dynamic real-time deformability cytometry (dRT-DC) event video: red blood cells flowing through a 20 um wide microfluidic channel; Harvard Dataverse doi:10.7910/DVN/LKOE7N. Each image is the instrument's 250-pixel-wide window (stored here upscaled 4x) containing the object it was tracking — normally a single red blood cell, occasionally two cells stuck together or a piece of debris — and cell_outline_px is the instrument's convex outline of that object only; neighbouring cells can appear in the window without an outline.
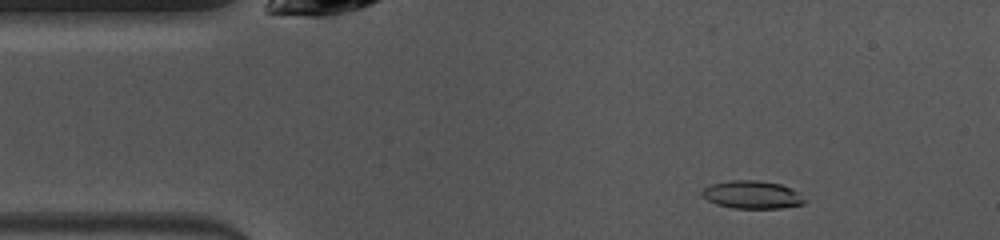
{"species": "common noctule bat (a hibernating species)", "species_latin": "Nyctalus noctula", "temperature_condition": "warm", "stored_images_in_passage": 48, "camera_frame_rate_fps": 3000, "um_per_image_px": 0.085, "animal": {"sex": "female", "body_mass_g": 10.0, "forearm_length_mm": 53.1}, "frame": {"image": 1, "passage_image": 6, "time_ms": 1.667, "image_size_px": [1000, 240], "cell_outline_px": [[808, 200], [804, 204], [780, 208], [732, 208], [716, 204], [708, 200], [700, 192], [704, 188], [712, 184], [728, 180], [756, 180], [780, 184], [792, 188]], "centroid_in_image_um": [63.96, 16.55], "position_along_channel_um": 21.0, "area_um2": 16.7}}
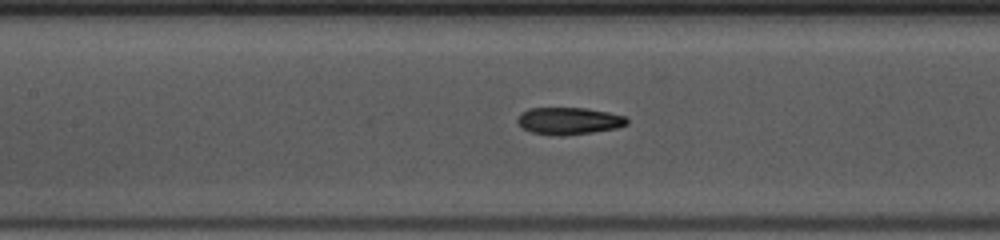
{"frame": {"image": 2, "passage_image": 20, "time_ms": 6.333, "image_size_px": [1000, 240], "cell_outline_px": [[628, 124], [616, 128], [592, 132], [560, 136], [552, 136], [532, 132], [524, 128], [516, 120], [520, 112], [528, 108], [584, 108], [608, 112], [624, 116], [628, 120]], "centroid_in_image_um": [48.33, 10.27], "position_along_channel_um": 159.1, "area_um2": 17.28}}
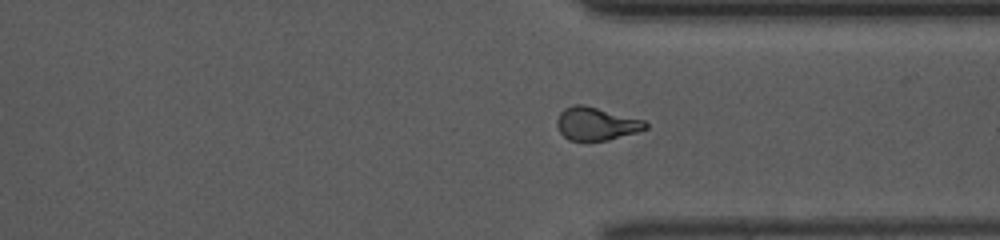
{"frame": {"image": 3, "passage_image": 35, "time_ms": 11.333, "image_size_px": [1000, 240], "cell_outline_px": [[648, 128], [636, 132], [608, 140], [568, 140], [560, 132], [556, 124], [556, 120], [560, 112], [564, 108], [572, 104], [584, 104], [644, 120], [648, 124]], "centroid_in_image_um": [50.65, 10.5], "position_along_channel_um": 360.7, "area_um2": 17.05}, "authors_computed_cell_mechanics": {"area_um2": 17.2533, "velocity_mm_per_s": 4.0482, "shape_relaxation_time_tau1_ms": 5.6034, "shape_relaxation_time_tau2_ms": 2.954, "deformation_change_tau1": 0.1922, "deformation_change_tau2": 0.1038}}